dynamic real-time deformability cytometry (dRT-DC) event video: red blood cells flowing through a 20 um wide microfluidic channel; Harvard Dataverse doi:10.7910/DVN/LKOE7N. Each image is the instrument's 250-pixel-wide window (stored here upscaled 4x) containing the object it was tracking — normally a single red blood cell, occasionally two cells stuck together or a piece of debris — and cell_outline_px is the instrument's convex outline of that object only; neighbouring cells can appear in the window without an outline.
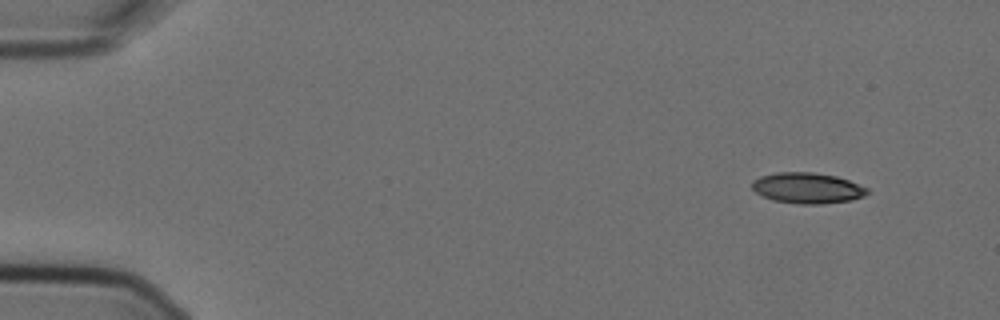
{"species": "Egyptian fruit bat (a non-hibernating species)", "species_latin": "Rousettus aegyptiacus", "temperature_condition": "cold", "stored_images_in_passage": 6, "camera_frame_rate_fps": 3000, "um_per_image_px": 0.085, "animal": {"sex": "female"}, "frame": {"image": 1, "passage_image": 2, "time_ms": 0.333, "image_size_px": [1000, 320], "cell_outline_px": [[868, 192], [864, 196], [852, 200], [820, 204], [800, 204], [772, 200], [756, 192], [752, 188], [752, 180], [760, 176], [776, 172], [812, 172], [836, 176], [848, 180], [868, 188]], "centroid_in_image_um": [68.61, 15.98], "position_along_channel_um": 16.4, "area_um2": 20.63}}
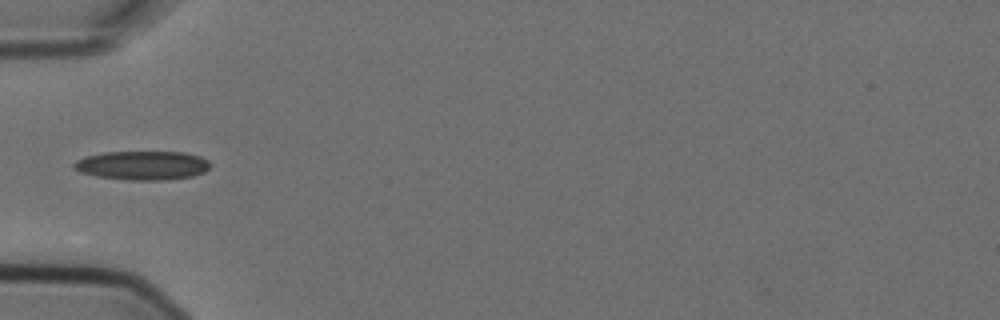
{"frame": {"image": 2, "passage_image": 6, "time_ms": 1.667, "image_size_px": [1000, 320], "cell_outline_px": [[212, 164], [204, 172], [192, 176], [168, 180], [128, 180], [96, 176], [80, 172], [72, 168], [72, 164], [76, 160], [84, 156], [104, 152], [184, 152], [200, 156], [208, 160]], "centroid_in_image_um": [12.09, 14.06], "position_along_channel_um": 72.9, "area_um2": 23.24}}